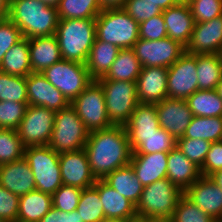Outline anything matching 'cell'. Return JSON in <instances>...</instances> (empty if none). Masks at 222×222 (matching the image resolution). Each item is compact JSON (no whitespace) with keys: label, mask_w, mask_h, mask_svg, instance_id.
<instances>
[{"label":"cell","mask_w":222,"mask_h":222,"mask_svg":"<svg viewBox=\"0 0 222 222\" xmlns=\"http://www.w3.org/2000/svg\"><path fill=\"white\" fill-rule=\"evenodd\" d=\"M70 105L89 132L113 126L107 114L104 90L97 80H93Z\"/></svg>","instance_id":"30bf717a"},{"label":"cell","mask_w":222,"mask_h":222,"mask_svg":"<svg viewBox=\"0 0 222 222\" xmlns=\"http://www.w3.org/2000/svg\"><path fill=\"white\" fill-rule=\"evenodd\" d=\"M22 38L21 30L9 18L0 21V64L5 53Z\"/></svg>","instance_id":"bcb514c9"},{"label":"cell","mask_w":222,"mask_h":222,"mask_svg":"<svg viewBox=\"0 0 222 222\" xmlns=\"http://www.w3.org/2000/svg\"><path fill=\"white\" fill-rule=\"evenodd\" d=\"M195 23L222 16V0H186Z\"/></svg>","instance_id":"b9f144b4"},{"label":"cell","mask_w":222,"mask_h":222,"mask_svg":"<svg viewBox=\"0 0 222 222\" xmlns=\"http://www.w3.org/2000/svg\"><path fill=\"white\" fill-rule=\"evenodd\" d=\"M28 45L32 72L42 73L62 59L55 35L28 38Z\"/></svg>","instance_id":"d4e9b609"},{"label":"cell","mask_w":222,"mask_h":222,"mask_svg":"<svg viewBox=\"0 0 222 222\" xmlns=\"http://www.w3.org/2000/svg\"><path fill=\"white\" fill-rule=\"evenodd\" d=\"M104 222H133V219H116V220H106Z\"/></svg>","instance_id":"91938a15"},{"label":"cell","mask_w":222,"mask_h":222,"mask_svg":"<svg viewBox=\"0 0 222 222\" xmlns=\"http://www.w3.org/2000/svg\"><path fill=\"white\" fill-rule=\"evenodd\" d=\"M186 102L193 116L222 117V99L215 89L197 90Z\"/></svg>","instance_id":"836d02e7"},{"label":"cell","mask_w":222,"mask_h":222,"mask_svg":"<svg viewBox=\"0 0 222 222\" xmlns=\"http://www.w3.org/2000/svg\"><path fill=\"white\" fill-rule=\"evenodd\" d=\"M159 126L170 133L175 139L183 137L193 114L186 100L165 98L156 103Z\"/></svg>","instance_id":"2e32d148"},{"label":"cell","mask_w":222,"mask_h":222,"mask_svg":"<svg viewBox=\"0 0 222 222\" xmlns=\"http://www.w3.org/2000/svg\"><path fill=\"white\" fill-rule=\"evenodd\" d=\"M132 49L142 67L169 68L186 52L184 45L169 37L160 40L139 38Z\"/></svg>","instance_id":"8fae6325"},{"label":"cell","mask_w":222,"mask_h":222,"mask_svg":"<svg viewBox=\"0 0 222 222\" xmlns=\"http://www.w3.org/2000/svg\"><path fill=\"white\" fill-rule=\"evenodd\" d=\"M55 111L28 105L17 133L25 147L48 145L54 128Z\"/></svg>","instance_id":"7c38bea8"},{"label":"cell","mask_w":222,"mask_h":222,"mask_svg":"<svg viewBox=\"0 0 222 222\" xmlns=\"http://www.w3.org/2000/svg\"><path fill=\"white\" fill-rule=\"evenodd\" d=\"M132 154L169 153L176 146V139L159 127L149 135H128Z\"/></svg>","instance_id":"4316f807"},{"label":"cell","mask_w":222,"mask_h":222,"mask_svg":"<svg viewBox=\"0 0 222 222\" xmlns=\"http://www.w3.org/2000/svg\"><path fill=\"white\" fill-rule=\"evenodd\" d=\"M47 5L57 6L60 0H39Z\"/></svg>","instance_id":"9f6ffc18"},{"label":"cell","mask_w":222,"mask_h":222,"mask_svg":"<svg viewBox=\"0 0 222 222\" xmlns=\"http://www.w3.org/2000/svg\"><path fill=\"white\" fill-rule=\"evenodd\" d=\"M10 10V0H0V21L8 18Z\"/></svg>","instance_id":"db71d44e"},{"label":"cell","mask_w":222,"mask_h":222,"mask_svg":"<svg viewBox=\"0 0 222 222\" xmlns=\"http://www.w3.org/2000/svg\"><path fill=\"white\" fill-rule=\"evenodd\" d=\"M55 36L63 60L85 64L96 39V19H61Z\"/></svg>","instance_id":"3957f363"},{"label":"cell","mask_w":222,"mask_h":222,"mask_svg":"<svg viewBox=\"0 0 222 222\" xmlns=\"http://www.w3.org/2000/svg\"><path fill=\"white\" fill-rule=\"evenodd\" d=\"M58 19H95L102 11L98 0H60Z\"/></svg>","instance_id":"d590c367"},{"label":"cell","mask_w":222,"mask_h":222,"mask_svg":"<svg viewBox=\"0 0 222 222\" xmlns=\"http://www.w3.org/2000/svg\"><path fill=\"white\" fill-rule=\"evenodd\" d=\"M101 9L123 8L126 0H98Z\"/></svg>","instance_id":"816d5d0a"},{"label":"cell","mask_w":222,"mask_h":222,"mask_svg":"<svg viewBox=\"0 0 222 222\" xmlns=\"http://www.w3.org/2000/svg\"><path fill=\"white\" fill-rule=\"evenodd\" d=\"M93 186L99 192L106 220L138 218L136 205L103 180H96Z\"/></svg>","instance_id":"603a6c76"},{"label":"cell","mask_w":222,"mask_h":222,"mask_svg":"<svg viewBox=\"0 0 222 222\" xmlns=\"http://www.w3.org/2000/svg\"><path fill=\"white\" fill-rule=\"evenodd\" d=\"M128 135H149L160 127L156 104L138 103L124 125Z\"/></svg>","instance_id":"f546056e"},{"label":"cell","mask_w":222,"mask_h":222,"mask_svg":"<svg viewBox=\"0 0 222 222\" xmlns=\"http://www.w3.org/2000/svg\"><path fill=\"white\" fill-rule=\"evenodd\" d=\"M165 37H167V31L162 13L139 23V38L160 40Z\"/></svg>","instance_id":"7dc6e473"},{"label":"cell","mask_w":222,"mask_h":222,"mask_svg":"<svg viewBox=\"0 0 222 222\" xmlns=\"http://www.w3.org/2000/svg\"><path fill=\"white\" fill-rule=\"evenodd\" d=\"M220 170H222V141H217L211 143L200 173L201 176L210 177Z\"/></svg>","instance_id":"681fc988"},{"label":"cell","mask_w":222,"mask_h":222,"mask_svg":"<svg viewBox=\"0 0 222 222\" xmlns=\"http://www.w3.org/2000/svg\"><path fill=\"white\" fill-rule=\"evenodd\" d=\"M0 185L19 197L36 189L34 175L24 157L0 165Z\"/></svg>","instance_id":"ffe728a7"},{"label":"cell","mask_w":222,"mask_h":222,"mask_svg":"<svg viewBox=\"0 0 222 222\" xmlns=\"http://www.w3.org/2000/svg\"><path fill=\"white\" fill-rule=\"evenodd\" d=\"M153 5H157L161 10L168 9L171 6L178 4L181 0H147Z\"/></svg>","instance_id":"f5cc1de1"},{"label":"cell","mask_w":222,"mask_h":222,"mask_svg":"<svg viewBox=\"0 0 222 222\" xmlns=\"http://www.w3.org/2000/svg\"><path fill=\"white\" fill-rule=\"evenodd\" d=\"M120 50L114 44L95 39L85 62L89 75L93 80H97L107 74Z\"/></svg>","instance_id":"484cf974"},{"label":"cell","mask_w":222,"mask_h":222,"mask_svg":"<svg viewBox=\"0 0 222 222\" xmlns=\"http://www.w3.org/2000/svg\"><path fill=\"white\" fill-rule=\"evenodd\" d=\"M142 66L132 48L121 49L104 76L107 80L136 82Z\"/></svg>","instance_id":"1f68e13d"},{"label":"cell","mask_w":222,"mask_h":222,"mask_svg":"<svg viewBox=\"0 0 222 222\" xmlns=\"http://www.w3.org/2000/svg\"><path fill=\"white\" fill-rule=\"evenodd\" d=\"M8 18L26 38L55 35L59 21L56 6L39 0H10Z\"/></svg>","instance_id":"7a4b0ae2"},{"label":"cell","mask_w":222,"mask_h":222,"mask_svg":"<svg viewBox=\"0 0 222 222\" xmlns=\"http://www.w3.org/2000/svg\"><path fill=\"white\" fill-rule=\"evenodd\" d=\"M0 71L21 77L32 73L28 38L23 37L5 53Z\"/></svg>","instance_id":"4dcf8cb0"},{"label":"cell","mask_w":222,"mask_h":222,"mask_svg":"<svg viewBox=\"0 0 222 222\" xmlns=\"http://www.w3.org/2000/svg\"><path fill=\"white\" fill-rule=\"evenodd\" d=\"M42 74L71 103L93 81L85 64L61 59Z\"/></svg>","instance_id":"9c48e42d"},{"label":"cell","mask_w":222,"mask_h":222,"mask_svg":"<svg viewBox=\"0 0 222 222\" xmlns=\"http://www.w3.org/2000/svg\"><path fill=\"white\" fill-rule=\"evenodd\" d=\"M0 101L28 103L26 77L0 71Z\"/></svg>","instance_id":"74e56055"},{"label":"cell","mask_w":222,"mask_h":222,"mask_svg":"<svg viewBox=\"0 0 222 222\" xmlns=\"http://www.w3.org/2000/svg\"><path fill=\"white\" fill-rule=\"evenodd\" d=\"M24 158L34 175L36 190L53 194L62 186L59 154L48 145L28 146Z\"/></svg>","instance_id":"52a82bcc"},{"label":"cell","mask_w":222,"mask_h":222,"mask_svg":"<svg viewBox=\"0 0 222 222\" xmlns=\"http://www.w3.org/2000/svg\"><path fill=\"white\" fill-rule=\"evenodd\" d=\"M123 10L138 24L162 13L157 5L147 0H126Z\"/></svg>","instance_id":"f6af8a7d"},{"label":"cell","mask_w":222,"mask_h":222,"mask_svg":"<svg viewBox=\"0 0 222 222\" xmlns=\"http://www.w3.org/2000/svg\"><path fill=\"white\" fill-rule=\"evenodd\" d=\"M167 164V179L182 192H185L201 177L200 168L191 162L177 146L168 153Z\"/></svg>","instance_id":"cb8c5ba5"},{"label":"cell","mask_w":222,"mask_h":222,"mask_svg":"<svg viewBox=\"0 0 222 222\" xmlns=\"http://www.w3.org/2000/svg\"><path fill=\"white\" fill-rule=\"evenodd\" d=\"M171 220L173 222H217L184 194L178 199Z\"/></svg>","instance_id":"ab89813d"},{"label":"cell","mask_w":222,"mask_h":222,"mask_svg":"<svg viewBox=\"0 0 222 222\" xmlns=\"http://www.w3.org/2000/svg\"><path fill=\"white\" fill-rule=\"evenodd\" d=\"M28 105L41 106L55 112L67 108L70 103L62 92L55 88L41 72L26 76Z\"/></svg>","instance_id":"9a60e30c"},{"label":"cell","mask_w":222,"mask_h":222,"mask_svg":"<svg viewBox=\"0 0 222 222\" xmlns=\"http://www.w3.org/2000/svg\"><path fill=\"white\" fill-rule=\"evenodd\" d=\"M52 207L51 194L30 191L19 198L17 222H39Z\"/></svg>","instance_id":"83f0119b"},{"label":"cell","mask_w":222,"mask_h":222,"mask_svg":"<svg viewBox=\"0 0 222 222\" xmlns=\"http://www.w3.org/2000/svg\"><path fill=\"white\" fill-rule=\"evenodd\" d=\"M184 195L217 222H222V189L210 177L201 176Z\"/></svg>","instance_id":"e0dca14e"},{"label":"cell","mask_w":222,"mask_h":222,"mask_svg":"<svg viewBox=\"0 0 222 222\" xmlns=\"http://www.w3.org/2000/svg\"><path fill=\"white\" fill-rule=\"evenodd\" d=\"M28 103L0 101V128L17 130Z\"/></svg>","instance_id":"7bdbcfd3"},{"label":"cell","mask_w":222,"mask_h":222,"mask_svg":"<svg viewBox=\"0 0 222 222\" xmlns=\"http://www.w3.org/2000/svg\"><path fill=\"white\" fill-rule=\"evenodd\" d=\"M89 131L69 105L55 113L54 128L48 146L58 154L85 148Z\"/></svg>","instance_id":"8992f818"},{"label":"cell","mask_w":222,"mask_h":222,"mask_svg":"<svg viewBox=\"0 0 222 222\" xmlns=\"http://www.w3.org/2000/svg\"><path fill=\"white\" fill-rule=\"evenodd\" d=\"M39 222H83L77 210L65 212L52 207Z\"/></svg>","instance_id":"f907efd6"},{"label":"cell","mask_w":222,"mask_h":222,"mask_svg":"<svg viewBox=\"0 0 222 222\" xmlns=\"http://www.w3.org/2000/svg\"><path fill=\"white\" fill-rule=\"evenodd\" d=\"M176 146L191 162L201 168L211 142L203 139L178 138Z\"/></svg>","instance_id":"60d3db41"},{"label":"cell","mask_w":222,"mask_h":222,"mask_svg":"<svg viewBox=\"0 0 222 222\" xmlns=\"http://www.w3.org/2000/svg\"><path fill=\"white\" fill-rule=\"evenodd\" d=\"M96 19V38L120 49L132 48L139 40V24L123 8L104 9Z\"/></svg>","instance_id":"5b68a950"},{"label":"cell","mask_w":222,"mask_h":222,"mask_svg":"<svg viewBox=\"0 0 222 222\" xmlns=\"http://www.w3.org/2000/svg\"><path fill=\"white\" fill-rule=\"evenodd\" d=\"M184 194L167 178L158 180L143 188L136 204L139 219H171L178 199Z\"/></svg>","instance_id":"277c9868"},{"label":"cell","mask_w":222,"mask_h":222,"mask_svg":"<svg viewBox=\"0 0 222 222\" xmlns=\"http://www.w3.org/2000/svg\"><path fill=\"white\" fill-rule=\"evenodd\" d=\"M196 55L185 52L168 68L167 97L186 100L199 90Z\"/></svg>","instance_id":"4fadbf2b"},{"label":"cell","mask_w":222,"mask_h":222,"mask_svg":"<svg viewBox=\"0 0 222 222\" xmlns=\"http://www.w3.org/2000/svg\"><path fill=\"white\" fill-rule=\"evenodd\" d=\"M24 150L17 130L0 128V165L23 158Z\"/></svg>","instance_id":"f35d334b"},{"label":"cell","mask_w":222,"mask_h":222,"mask_svg":"<svg viewBox=\"0 0 222 222\" xmlns=\"http://www.w3.org/2000/svg\"><path fill=\"white\" fill-rule=\"evenodd\" d=\"M59 165L63 185L85 189L96 182L84 149L60 153Z\"/></svg>","instance_id":"5bb4252c"},{"label":"cell","mask_w":222,"mask_h":222,"mask_svg":"<svg viewBox=\"0 0 222 222\" xmlns=\"http://www.w3.org/2000/svg\"><path fill=\"white\" fill-rule=\"evenodd\" d=\"M167 37L180 42L185 47L189 44L195 21L186 1L162 10Z\"/></svg>","instance_id":"44dd1931"},{"label":"cell","mask_w":222,"mask_h":222,"mask_svg":"<svg viewBox=\"0 0 222 222\" xmlns=\"http://www.w3.org/2000/svg\"><path fill=\"white\" fill-rule=\"evenodd\" d=\"M103 181L135 205L144 188L130 164L109 173Z\"/></svg>","instance_id":"f1b7e54d"},{"label":"cell","mask_w":222,"mask_h":222,"mask_svg":"<svg viewBox=\"0 0 222 222\" xmlns=\"http://www.w3.org/2000/svg\"><path fill=\"white\" fill-rule=\"evenodd\" d=\"M84 150L96 180L129 165L132 154L128 134L121 125L89 132Z\"/></svg>","instance_id":"6da1fadb"},{"label":"cell","mask_w":222,"mask_h":222,"mask_svg":"<svg viewBox=\"0 0 222 222\" xmlns=\"http://www.w3.org/2000/svg\"><path fill=\"white\" fill-rule=\"evenodd\" d=\"M199 90H213L222 79V59L220 54L196 55Z\"/></svg>","instance_id":"d6a6232c"},{"label":"cell","mask_w":222,"mask_h":222,"mask_svg":"<svg viewBox=\"0 0 222 222\" xmlns=\"http://www.w3.org/2000/svg\"><path fill=\"white\" fill-rule=\"evenodd\" d=\"M19 196L0 185V218L8 222H17Z\"/></svg>","instance_id":"c3c4849f"},{"label":"cell","mask_w":222,"mask_h":222,"mask_svg":"<svg viewBox=\"0 0 222 222\" xmlns=\"http://www.w3.org/2000/svg\"><path fill=\"white\" fill-rule=\"evenodd\" d=\"M167 67H142L136 81L139 103L156 104L167 98Z\"/></svg>","instance_id":"d6986e66"},{"label":"cell","mask_w":222,"mask_h":222,"mask_svg":"<svg viewBox=\"0 0 222 222\" xmlns=\"http://www.w3.org/2000/svg\"><path fill=\"white\" fill-rule=\"evenodd\" d=\"M180 138L203 139L211 143L222 141V117L193 116Z\"/></svg>","instance_id":"e575fe53"},{"label":"cell","mask_w":222,"mask_h":222,"mask_svg":"<svg viewBox=\"0 0 222 222\" xmlns=\"http://www.w3.org/2000/svg\"><path fill=\"white\" fill-rule=\"evenodd\" d=\"M0 222H8V221H6V220H3V219H1V218H0Z\"/></svg>","instance_id":"6125c7cd"},{"label":"cell","mask_w":222,"mask_h":222,"mask_svg":"<svg viewBox=\"0 0 222 222\" xmlns=\"http://www.w3.org/2000/svg\"><path fill=\"white\" fill-rule=\"evenodd\" d=\"M104 90L106 110L113 125L124 126L138 105L136 82L97 79Z\"/></svg>","instance_id":"ba28073f"},{"label":"cell","mask_w":222,"mask_h":222,"mask_svg":"<svg viewBox=\"0 0 222 222\" xmlns=\"http://www.w3.org/2000/svg\"><path fill=\"white\" fill-rule=\"evenodd\" d=\"M215 90L218 93V95L220 96V98L222 99V79L219 81V83L216 86Z\"/></svg>","instance_id":"6f0895ef"},{"label":"cell","mask_w":222,"mask_h":222,"mask_svg":"<svg viewBox=\"0 0 222 222\" xmlns=\"http://www.w3.org/2000/svg\"><path fill=\"white\" fill-rule=\"evenodd\" d=\"M82 189L75 186L62 185L52 194L53 207L60 211L76 210Z\"/></svg>","instance_id":"ee69618b"},{"label":"cell","mask_w":222,"mask_h":222,"mask_svg":"<svg viewBox=\"0 0 222 222\" xmlns=\"http://www.w3.org/2000/svg\"><path fill=\"white\" fill-rule=\"evenodd\" d=\"M167 152L131 154L130 165L135 175L145 187L167 178Z\"/></svg>","instance_id":"7402d4cb"},{"label":"cell","mask_w":222,"mask_h":222,"mask_svg":"<svg viewBox=\"0 0 222 222\" xmlns=\"http://www.w3.org/2000/svg\"><path fill=\"white\" fill-rule=\"evenodd\" d=\"M210 178L222 189V170L215 172Z\"/></svg>","instance_id":"11a10c76"},{"label":"cell","mask_w":222,"mask_h":222,"mask_svg":"<svg viewBox=\"0 0 222 222\" xmlns=\"http://www.w3.org/2000/svg\"><path fill=\"white\" fill-rule=\"evenodd\" d=\"M133 222H147V221L145 219L136 218V219H133Z\"/></svg>","instance_id":"94428289"},{"label":"cell","mask_w":222,"mask_h":222,"mask_svg":"<svg viewBox=\"0 0 222 222\" xmlns=\"http://www.w3.org/2000/svg\"><path fill=\"white\" fill-rule=\"evenodd\" d=\"M147 222H173L171 219H147Z\"/></svg>","instance_id":"680465c9"},{"label":"cell","mask_w":222,"mask_h":222,"mask_svg":"<svg viewBox=\"0 0 222 222\" xmlns=\"http://www.w3.org/2000/svg\"><path fill=\"white\" fill-rule=\"evenodd\" d=\"M76 210L83 222L106 221L99 192L94 186L82 189Z\"/></svg>","instance_id":"8d00e7d4"},{"label":"cell","mask_w":222,"mask_h":222,"mask_svg":"<svg viewBox=\"0 0 222 222\" xmlns=\"http://www.w3.org/2000/svg\"><path fill=\"white\" fill-rule=\"evenodd\" d=\"M222 50V16L195 23L186 52L194 55L220 54Z\"/></svg>","instance_id":"ac0fdd59"}]
</instances>
